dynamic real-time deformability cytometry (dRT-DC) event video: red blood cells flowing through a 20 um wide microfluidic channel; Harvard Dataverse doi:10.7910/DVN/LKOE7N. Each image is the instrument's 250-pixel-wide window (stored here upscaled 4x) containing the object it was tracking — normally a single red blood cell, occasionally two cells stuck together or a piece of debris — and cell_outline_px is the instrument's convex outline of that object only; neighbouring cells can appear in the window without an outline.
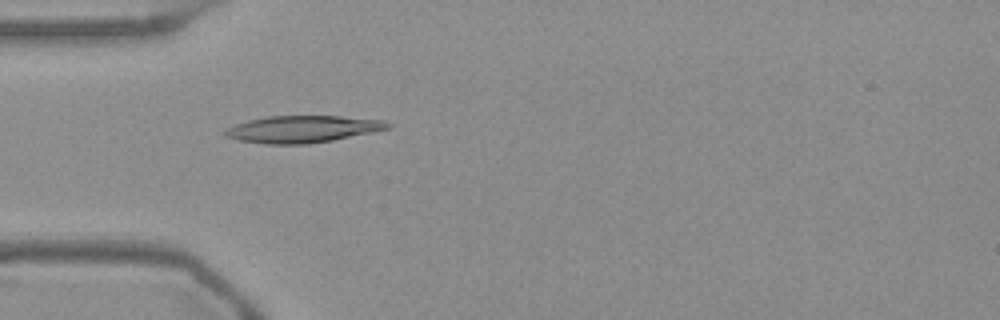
{"species": "Egyptian fruit bat (a non-hibernating species)", "species_latin": "Rousettus aegyptiacus", "temperature_condition": "warm", "stored_images_in_passage": 54, "camera_frame_rate_fps": 3000, "um_per_image_px": 0.085, "frame": {"image": 1, "passage_image": 16, "time_ms": 5.0, "image_size_px": [1000, 320], "cell_outline_px": [[392, 128], [332, 140], [308, 144], [268, 144], [240, 140], [224, 136], [220, 132], [236, 124], [248, 120], [268, 116], [340, 116], [384, 120], [392, 124]], "centroid_in_image_um": [25.72, 10.97], "position_along_channel_um": 59.3, "area_um2": 25.55}}
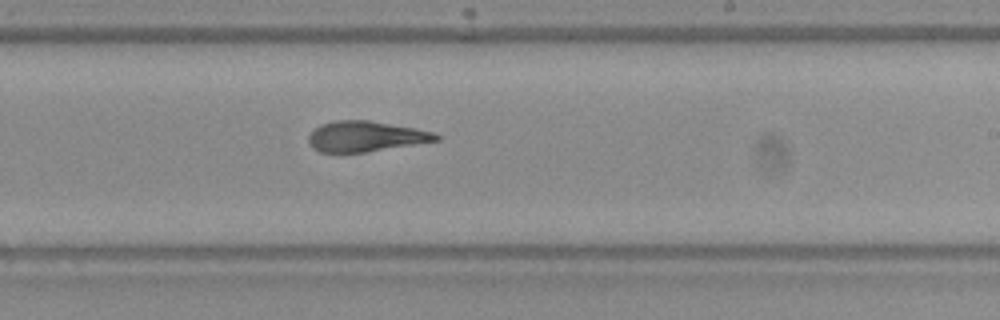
{"frame": {"image": 2, "passage_image": 32, "time_ms": 10.333, "image_size_px": [1000, 320], "cell_outline_px": [[440, 140], [364, 152], [320, 152], [312, 148], [308, 140], [308, 136], [320, 124], [336, 120], [368, 120], [416, 128], [436, 132], [440, 136]], "centroid_in_image_um": [31.09, 11.58], "position_along_channel_um": 257.9, "area_um2": 22.54}}
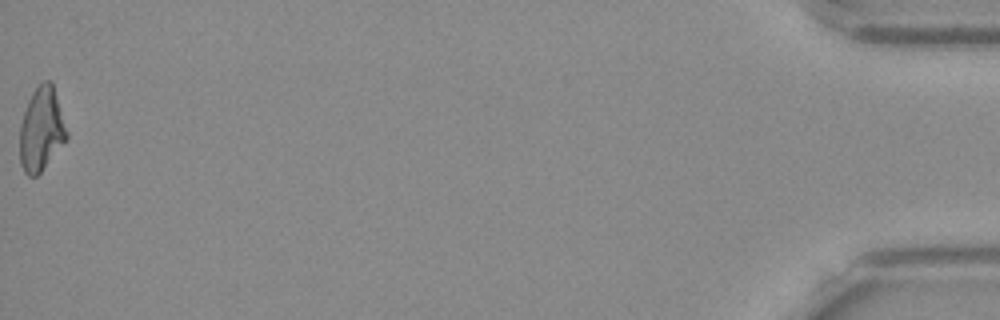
{"frame": {"image": 3, "passage_image": 54, "time_ms": 17.667, "image_size_px": [1000, 320], "cell_outline_px": [[68, 136], [40, 172], [36, 176], [28, 176], [24, 172], [20, 164], [20, 124], [28, 100], [32, 92], [44, 80], [52, 80], [68, 132]], "centroid_in_image_um": [3.51, 10.96], "position_along_channel_um": 431.7, "area_um2": 22.66}, "authors_computed_cell_mechanics": {"area_um2": 23.5824, "velocity_mm_per_s": 3.7636, "shape_relaxation_time_tau1_ms": 11.177, "shape_relaxation_time_tau2_ms": 2.0101, "deformation_change_tau1": 0.3089, "deformation_change_tau2": 0.0986}}